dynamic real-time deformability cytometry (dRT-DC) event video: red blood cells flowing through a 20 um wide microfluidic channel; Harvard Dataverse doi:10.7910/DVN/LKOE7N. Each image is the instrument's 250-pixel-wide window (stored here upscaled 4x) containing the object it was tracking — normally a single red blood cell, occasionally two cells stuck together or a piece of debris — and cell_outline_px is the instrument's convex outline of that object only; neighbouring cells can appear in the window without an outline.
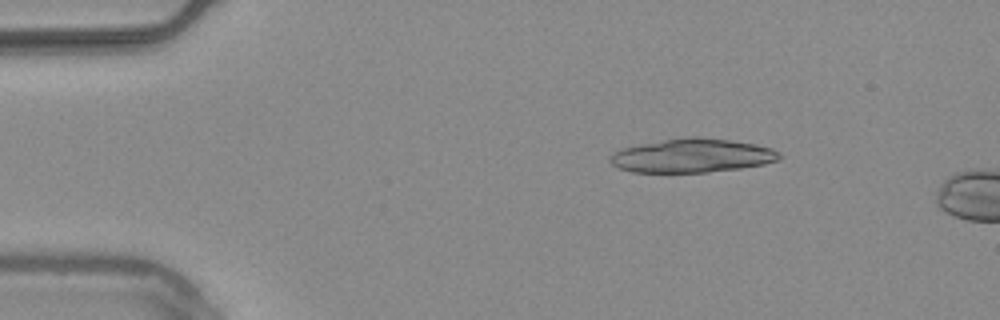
{"species": "common noctule bat (a hibernating species)", "species_latin": "Nyctalus noctula", "temperature_condition": "warm", "stored_images_in_passage": 5, "camera_frame_rate_fps": 3000, "um_per_image_px": 0.085, "animal": {"sex": "male", "body_mass_g": 20.4}, "frame": {"image": 1, "passage_image": 1, "time_ms": 0.0, "image_size_px": [1000, 320], "cell_outline_px": [[784, 156], [780, 160], [764, 164], [740, 168], [708, 172], [632, 172], [620, 168], [612, 164], [608, 160], [608, 156], [612, 152], [624, 148], [640, 144], [688, 136], [696, 136], [732, 140], [756, 144], [772, 148], [780, 152]], "centroid_in_image_um": [58.87, 13.22], "position_along_channel_um": 26.1, "area_um2": 33.58}}